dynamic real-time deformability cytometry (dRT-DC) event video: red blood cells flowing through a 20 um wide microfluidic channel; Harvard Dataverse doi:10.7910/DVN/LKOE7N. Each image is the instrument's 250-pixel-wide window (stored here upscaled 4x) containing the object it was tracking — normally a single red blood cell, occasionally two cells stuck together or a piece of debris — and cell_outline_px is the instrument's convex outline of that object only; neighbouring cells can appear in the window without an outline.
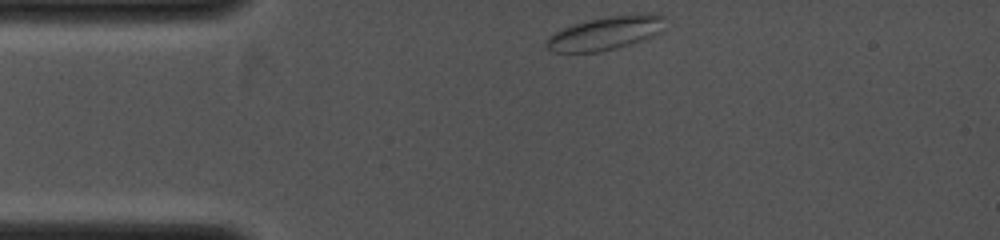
{"species": "common noctule bat (a hibernating species)", "species_latin": "Nyctalus noctula", "temperature_condition": "cold", "stored_images_in_passage": 5, "camera_frame_rate_fps": 4000, "um_per_image_px": 0.085, "animal": {"sex": "female", "body_mass_g": 19.0, "forearm_length_mm": 53.3}, "frame": {"image": 1, "passage_image": 1, "time_ms": 0.0, "image_size_px": [1000, 240], "cell_outline_px": [[664, 32], [616, 48], [600, 52], [552, 52], [544, 44], [544, 40], [548, 36], [564, 28], [588, 20], [608, 16], [664, 16]], "centroid_in_image_um": [51.38, 2.86], "position_along_channel_um": 33.6, "area_um2": 22.43}}
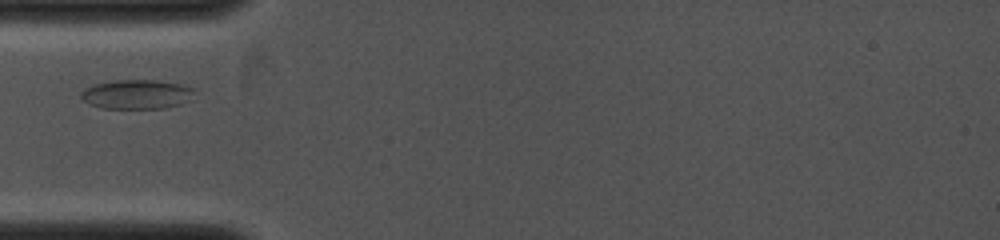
{"frame": {"image": 2, "passage_image": 4, "time_ms": 1.5, "image_size_px": [1000, 240], "cell_outline_px": [[196, 88], [192, 100], [168, 108], [100, 108], [88, 104], [80, 96], [80, 92], [84, 88], [96, 84], [116, 80], [156, 80], [180, 84]], "centroid_in_image_um": [11.66, 8.02], "position_along_channel_um": 73.3, "area_um2": 19.59}}